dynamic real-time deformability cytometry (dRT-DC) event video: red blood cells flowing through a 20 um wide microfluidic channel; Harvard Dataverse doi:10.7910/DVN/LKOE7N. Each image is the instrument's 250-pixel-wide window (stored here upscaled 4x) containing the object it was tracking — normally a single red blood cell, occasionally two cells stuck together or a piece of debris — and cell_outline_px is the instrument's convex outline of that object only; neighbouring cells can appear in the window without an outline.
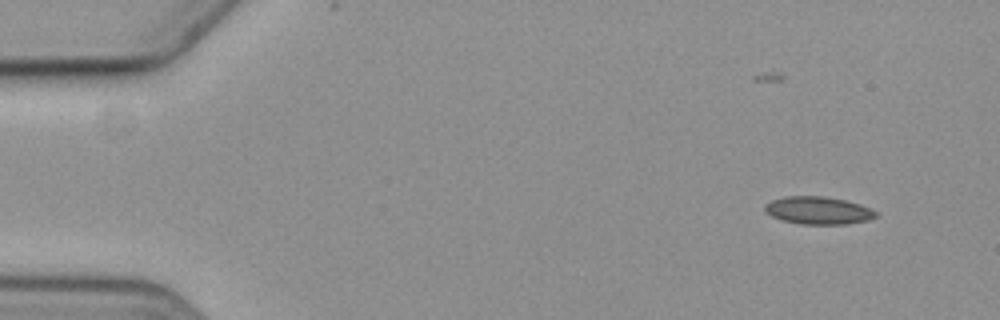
{"species": "common noctule bat (a hibernating species)", "species_latin": "Nyctalus noctula", "temperature_condition": "cold", "stored_images_in_passage": 4, "camera_frame_rate_fps": 3000, "um_per_image_px": 0.085, "animal": {"sex": "female", "body_mass_g": 19.3, "forearm_length_mm": 54.1}, "frame": {"image": 1, "passage_image": 1, "time_ms": 0.0, "image_size_px": [1000, 320], "cell_outline_px": [[876, 216], [868, 220], [848, 224], [800, 224], [784, 220], [772, 216], [764, 212], [764, 204], [772, 200], [784, 196], [824, 196], [844, 200], [860, 204], [876, 212]], "centroid_in_image_um": [69.51, 17.88], "position_along_channel_um": 15.5, "area_um2": 17.8}}
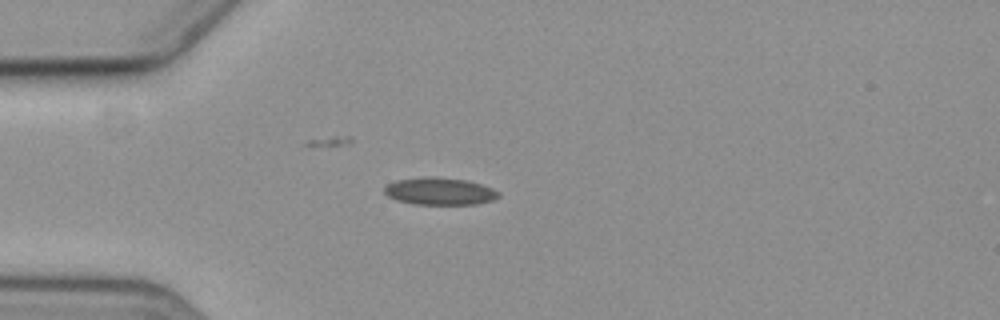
{"frame": {"image": 2, "passage_image": 4, "time_ms": 3.667, "image_size_px": [1000, 320], "cell_outline_px": [[500, 196], [492, 200], [476, 204], [412, 204], [396, 200], [388, 196], [384, 192], [384, 188], [388, 184], [396, 180], [432, 176], [468, 180], [492, 188], [500, 192]], "centroid_in_image_um": [37.38, 16.26], "position_along_channel_um": 47.6, "area_um2": 18.15}}